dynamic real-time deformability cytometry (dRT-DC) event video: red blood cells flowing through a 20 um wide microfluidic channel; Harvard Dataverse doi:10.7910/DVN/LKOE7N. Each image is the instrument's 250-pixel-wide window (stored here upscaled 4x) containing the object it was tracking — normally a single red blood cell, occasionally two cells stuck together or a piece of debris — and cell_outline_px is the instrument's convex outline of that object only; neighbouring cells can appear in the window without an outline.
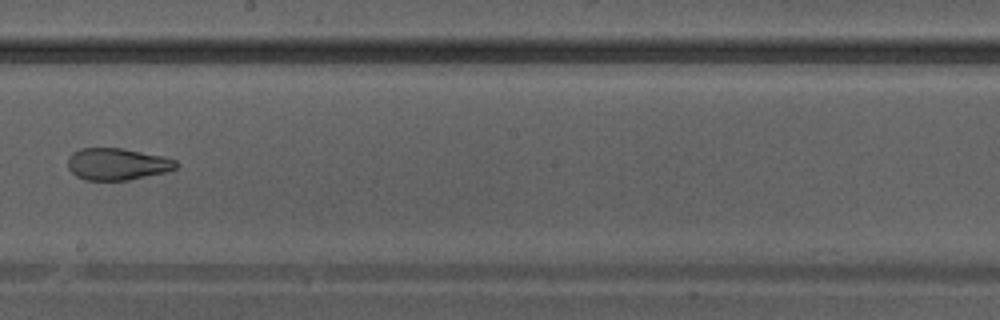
{"species": "Egyptian fruit bat (a non-hibernating species)", "species_latin": "Rousettus aegyptiacus", "temperature_condition": "warm", "stored_images_in_passage": 41, "camera_frame_rate_fps": 3000, "um_per_image_px": 0.085, "animal": {"sex": "male"}, "frame": {"image": 1, "passage_image": 24, "time_ms": 7.667, "image_size_px": [1000, 320], "cell_outline_px": [[176, 168], [164, 172], [128, 180], [84, 180], [76, 176], [68, 168], [68, 156], [72, 152], [80, 148], [124, 148], [164, 156], [176, 160]], "centroid_in_image_um": [9.93, 13.93], "position_along_channel_um": 238.3, "area_um2": 20.17}}